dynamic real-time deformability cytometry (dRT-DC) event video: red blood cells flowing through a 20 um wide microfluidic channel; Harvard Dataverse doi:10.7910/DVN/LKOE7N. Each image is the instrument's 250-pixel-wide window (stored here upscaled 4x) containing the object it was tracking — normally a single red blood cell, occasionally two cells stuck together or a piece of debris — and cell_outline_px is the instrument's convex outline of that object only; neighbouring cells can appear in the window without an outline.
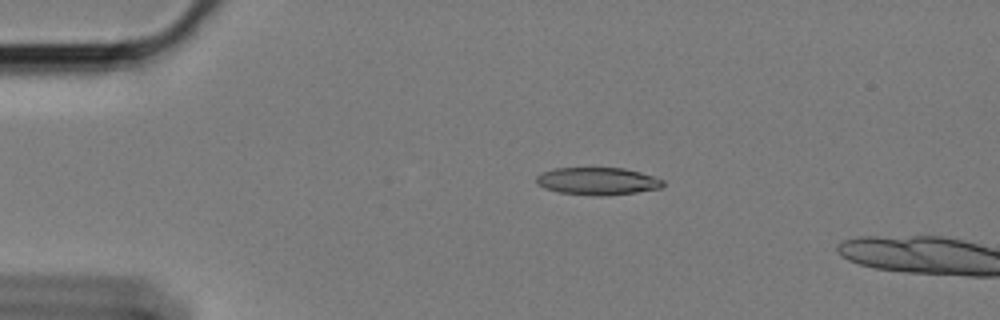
{"species": "Egyptian fruit bat (a non-hibernating species)", "species_latin": "Rousettus aegyptiacus", "temperature_condition": "cold", "stored_images_in_passage": 4, "camera_frame_rate_fps": 3000, "um_per_image_px": 0.085, "animal": {"sex": "female"}, "frame": {"image": 1, "passage_image": 1, "time_ms": 0.0, "image_size_px": [1000, 320], "cell_outline_px": [[664, 184], [660, 188], [636, 192], [608, 196], [596, 196], [560, 192], [544, 188], [536, 184], [536, 176], [544, 172], [556, 168], [624, 168], [640, 172], [664, 180]], "centroid_in_image_um": [50.79, 15.4], "position_along_channel_um": 34.2, "area_um2": 20.23}}